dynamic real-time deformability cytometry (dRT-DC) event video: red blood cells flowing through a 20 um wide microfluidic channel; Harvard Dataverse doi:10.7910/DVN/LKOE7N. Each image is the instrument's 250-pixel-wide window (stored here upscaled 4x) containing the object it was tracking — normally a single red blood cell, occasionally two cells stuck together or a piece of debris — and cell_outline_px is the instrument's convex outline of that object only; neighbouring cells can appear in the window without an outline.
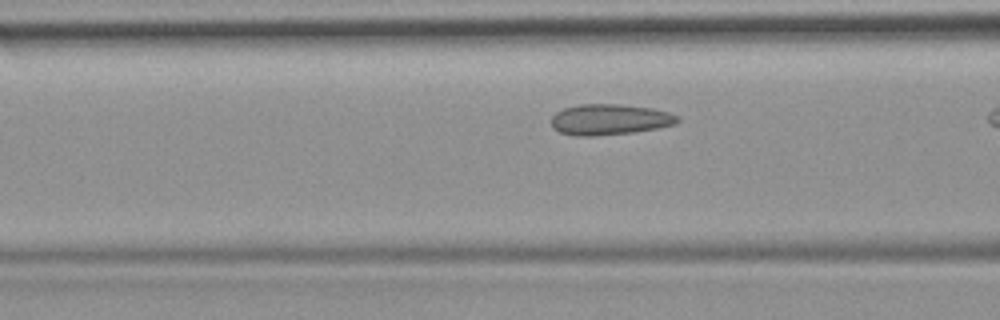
{"species": "common noctule bat (a hibernating species)", "species_latin": "Nyctalus noctula", "temperature_condition": "room temperature", "stored_images_in_passage": 11, "camera_frame_rate_fps": 3000, "um_per_image_px": 0.085, "animal": {"sex": "female", "body_mass_g": 19.9}, "frame": {"image": 1, "passage_image": 10, "time_ms": 3.0, "image_size_px": [1000, 320], "cell_outline_px": [[680, 120], [676, 124], [656, 128], [632, 132], [596, 136], [576, 136], [560, 132], [552, 128], [552, 116], [556, 112], [564, 108], [580, 104], [620, 104], [652, 108], [668, 112], [680, 116]], "centroid_in_image_um": [51.82, 10.15], "position_along_channel_um": 114.8, "area_um2": 22.72}}